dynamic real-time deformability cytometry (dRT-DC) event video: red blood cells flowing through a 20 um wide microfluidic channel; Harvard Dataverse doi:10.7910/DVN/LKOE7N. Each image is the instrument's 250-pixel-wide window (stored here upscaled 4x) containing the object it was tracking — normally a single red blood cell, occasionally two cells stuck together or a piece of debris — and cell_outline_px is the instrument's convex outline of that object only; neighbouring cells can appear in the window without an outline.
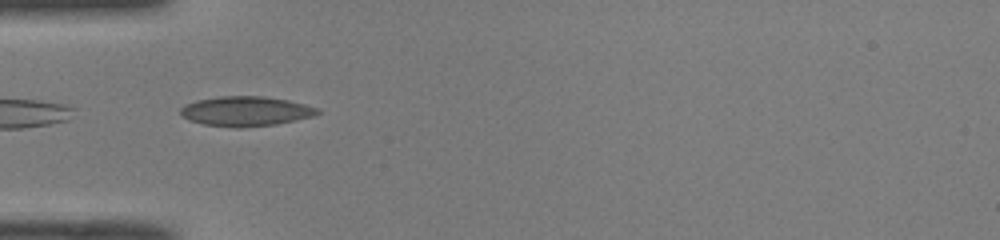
{"species": "common noctule bat (a hibernating species)", "species_latin": "Nyctalus noctula", "temperature_condition": "room temperature", "stored_images_in_passage": 36, "camera_frame_rate_fps": 3000, "um_per_image_px": 0.085, "animal": {"sex": "male", "body_mass_g": 19.0, "forearm_length_mm": 50.8}, "frame": {"image": 1, "passage_image": 16, "time_ms": 5.0, "image_size_px": [1000, 240], "cell_outline_px": [[320, 112], [312, 116], [276, 124], [240, 128], [236, 128], [204, 124], [188, 120], [180, 112], [180, 108], [184, 104], [196, 100], [220, 96], [260, 96], [288, 100], [304, 104], [316, 108]], "centroid_in_image_um": [20.84, 9.45], "position_along_channel_um": 64.2, "area_um2": 23.58}}